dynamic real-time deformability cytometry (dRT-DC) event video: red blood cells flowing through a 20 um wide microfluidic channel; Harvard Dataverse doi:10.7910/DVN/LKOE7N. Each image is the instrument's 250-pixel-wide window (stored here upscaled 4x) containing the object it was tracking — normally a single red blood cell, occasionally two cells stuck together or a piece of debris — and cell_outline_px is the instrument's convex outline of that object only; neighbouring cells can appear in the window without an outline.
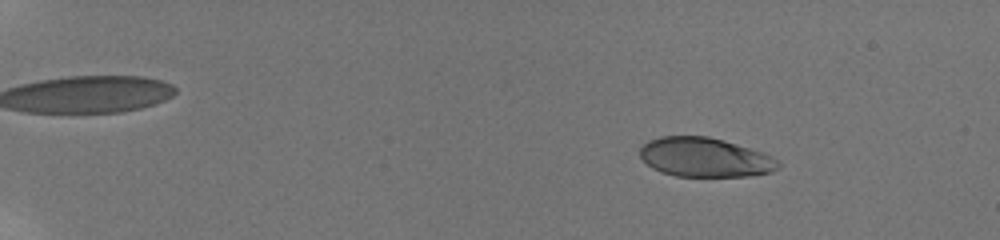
{"species": "human", "species_latin": "Homo sapiens", "temperature_condition": "room temperature", "stored_images_in_passage": 58, "camera_frame_rate_fps": 3000, "um_per_image_px": 0.085, "donor": {"sex": "male"}, "frame": {"image": 1, "passage_image": 10, "time_ms": 3.0, "image_size_px": [1000, 240], "cell_outline_px": [[780, 168], [772, 172], [752, 176], [676, 176], [660, 172], [652, 168], [640, 156], [640, 148], [648, 140], [660, 136], [708, 136], [724, 140], [764, 152], [772, 156], [780, 164]], "centroid_in_image_um": [59.94, 13.37], "position_along_channel_um": 25.1, "area_um2": 31.85}}
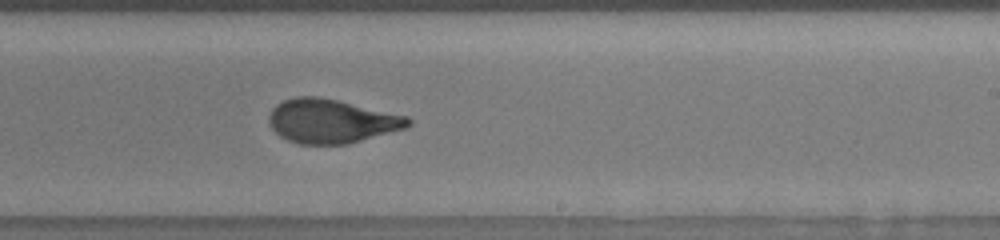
{"frame": {"image": 2, "passage_image": 40, "time_ms": 13.0, "image_size_px": [1000, 240], "cell_outline_px": [[412, 124], [404, 128], [348, 144], [300, 144], [288, 140], [280, 136], [268, 124], [268, 116], [272, 108], [276, 104], [284, 100], [296, 96], [316, 96], [336, 100], [408, 116], [412, 120]], "centroid_in_image_um": [28.14, 10.29], "position_along_channel_um": 260.9, "area_um2": 35.49}}
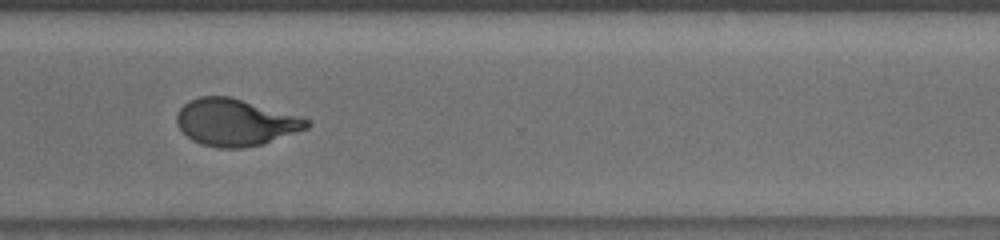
{"frame": {"image": 3, "passage_image": 47, "time_ms": 15.333, "image_size_px": [1000, 240], "cell_outline_px": [[312, 124], [308, 128], [264, 144], [240, 148], [220, 148], [200, 144], [192, 140], [180, 128], [176, 120], [176, 116], [180, 108], [184, 104], [200, 96], [232, 96], [300, 116], [308, 120]], "centroid_in_image_um": [20.03, 10.4], "position_along_channel_um": 350.6, "area_um2": 35.6}, "authors_computed_cell_mechanics": {"area_um2": 34.8534, "velocity_mm_per_s": 3.8464, "shape_relaxation_time_tau1_ms": 5.2383, "shape_relaxation_time_tau2_ms": 0.8267, "deformation_change_tau1": 0.2174, "deformation_change_tau2": 0.0737}}